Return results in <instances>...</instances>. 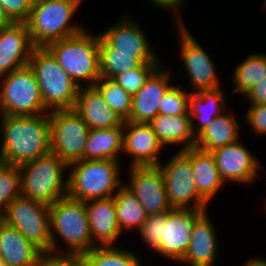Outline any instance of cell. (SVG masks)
Masks as SVG:
<instances>
[{
    "label": "cell",
    "instance_id": "cell-1",
    "mask_svg": "<svg viewBox=\"0 0 266 266\" xmlns=\"http://www.w3.org/2000/svg\"><path fill=\"white\" fill-rule=\"evenodd\" d=\"M0 162L20 166L51 152L49 113L0 115Z\"/></svg>",
    "mask_w": 266,
    "mask_h": 266
},
{
    "label": "cell",
    "instance_id": "cell-2",
    "mask_svg": "<svg viewBox=\"0 0 266 266\" xmlns=\"http://www.w3.org/2000/svg\"><path fill=\"white\" fill-rule=\"evenodd\" d=\"M51 255L80 256L96 245L91 241L85 203L64 196L49 205ZM62 240L66 246H61ZM62 247L64 249H62Z\"/></svg>",
    "mask_w": 266,
    "mask_h": 266
},
{
    "label": "cell",
    "instance_id": "cell-3",
    "mask_svg": "<svg viewBox=\"0 0 266 266\" xmlns=\"http://www.w3.org/2000/svg\"><path fill=\"white\" fill-rule=\"evenodd\" d=\"M46 48L79 86H94L100 77V36L87 28Z\"/></svg>",
    "mask_w": 266,
    "mask_h": 266
},
{
    "label": "cell",
    "instance_id": "cell-4",
    "mask_svg": "<svg viewBox=\"0 0 266 266\" xmlns=\"http://www.w3.org/2000/svg\"><path fill=\"white\" fill-rule=\"evenodd\" d=\"M83 0H33L25 22L35 47L48 44L81 32L85 27L72 19ZM72 21V22H71Z\"/></svg>",
    "mask_w": 266,
    "mask_h": 266
},
{
    "label": "cell",
    "instance_id": "cell-5",
    "mask_svg": "<svg viewBox=\"0 0 266 266\" xmlns=\"http://www.w3.org/2000/svg\"><path fill=\"white\" fill-rule=\"evenodd\" d=\"M120 162L79 160L69 164L67 195L83 202L113 197L124 182Z\"/></svg>",
    "mask_w": 266,
    "mask_h": 266
},
{
    "label": "cell",
    "instance_id": "cell-6",
    "mask_svg": "<svg viewBox=\"0 0 266 266\" xmlns=\"http://www.w3.org/2000/svg\"><path fill=\"white\" fill-rule=\"evenodd\" d=\"M21 195L47 205L67 196L69 165L49 152L19 166Z\"/></svg>",
    "mask_w": 266,
    "mask_h": 266
},
{
    "label": "cell",
    "instance_id": "cell-7",
    "mask_svg": "<svg viewBox=\"0 0 266 266\" xmlns=\"http://www.w3.org/2000/svg\"><path fill=\"white\" fill-rule=\"evenodd\" d=\"M28 65L34 71L45 108L73 109L80 87L46 47H35Z\"/></svg>",
    "mask_w": 266,
    "mask_h": 266
},
{
    "label": "cell",
    "instance_id": "cell-8",
    "mask_svg": "<svg viewBox=\"0 0 266 266\" xmlns=\"http://www.w3.org/2000/svg\"><path fill=\"white\" fill-rule=\"evenodd\" d=\"M0 115H43L45 108L29 65L0 77Z\"/></svg>",
    "mask_w": 266,
    "mask_h": 266
},
{
    "label": "cell",
    "instance_id": "cell-9",
    "mask_svg": "<svg viewBox=\"0 0 266 266\" xmlns=\"http://www.w3.org/2000/svg\"><path fill=\"white\" fill-rule=\"evenodd\" d=\"M45 255H51L49 205L20 195L0 216Z\"/></svg>",
    "mask_w": 266,
    "mask_h": 266
},
{
    "label": "cell",
    "instance_id": "cell-10",
    "mask_svg": "<svg viewBox=\"0 0 266 266\" xmlns=\"http://www.w3.org/2000/svg\"><path fill=\"white\" fill-rule=\"evenodd\" d=\"M51 152L68 165L84 160L89 127L74 109L49 112Z\"/></svg>",
    "mask_w": 266,
    "mask_h": 266
},
{
    "label": "cell",
    "instance_id": "cell-11",
    "mask_svg": "<svg viewBox=\"0 0 266 266\" xmlns=\"http://www.w3.org/2000/svg\"><path fill=\"white\" fill-rule=\"evenodd\" d=\"M159 167L172 208L207 210L209 203L197 191L191 161L181 151L164 164L161 161Z\"/></svg>",
    "mask_w": 266,
    "mask_h": 266
},
{
    "label": "cell",
    "instance_id": "cell-12",
    "mask_svg": "<svg viewBox=\"0 0 266 266\" xmlns=\"http://www.w3.org/2000/svg\"><path fill=\"white\" fill-rule=\"evenodd\" d=\"M124 13L114 25L99 33L100 53H134L143 63H164L160 62L143 27Z\"/></svg>",
    "mask_w": 266,
    "mask_h": 266
},
{
    "label": "cell",
    "instance_id": "cell-13",
    "mask_svg": "<svg viewBox=\"0 0 266 266\" xmlns=\"http://www.w3.org/2000/svg\"><path fill=\"white\" fill-rule=\"evenodd\" d=\"M176 25L177 33L179 32V56L183 60L181 63L184 65L185 73L189 77L188 86L192 89L189 92L197 93L199 90L221 87L216 64L206 52L207 50L197 42L196 37L185 26V22Z\"/></svg>",
    "mask_w": 266,
    "mask_h": 266
},
{
    "label": "cell",
    "instance_id": "cell-14",
    "mask_svg": "<svg viewBox=\"0 0 266 266\" xmlns=\"http://www.w3.org/2000/svg\"><path fill=\"white\" fill-rule=\"evenodd\" d=\"M129 179L123 185L137 198L147 216L162 214L172 207L159 166H129Z\"/></svg>",
    "mask_w": 266,
    "mask_h": 266
},
{
    "label": "cell",
    "instance_id": "cell-15",
    "mask_svg": "<svg viewBox=\"0 0 266 266\" xmlns=\"http://www.w3.org/2000/svg\"><path fill=\"white\" fill-rule=\"evenodd\" d=\"M202 211L201 209L178 208L167 211L161 243L154 252L167 260L179 263L187 253L193 224Z\"/></svg>",
    "mask_w": 266,
    "mask_h": 266
},
{
    "label": "cell",
    "instance_id": "cell-16",
    "mask_svg": "<svg viewBox=\"0 0 266 266\" xmlns=\"http://www.w3.org/2000/svg\"><path fill=\"white\" fill-rule=\"evenodd\" d=\"M241 142L238 140L211 152L225 184L231 182L248 186L259 177L262 167L259 159Z\"/></svg>",
    "mask_w": 266,
    "mask_h": 266
},
{
    "label": "cell",
    "instance_id": "cell-17",
    "mask_svg": "<svg viewBox=\"0 0 266 266\" xmlns=\"http://www.w3.org/2000/svg\"><path fill=\"white\" fill-rule=\"evenodd\" d=\"M165 148L148 123L123 122V152L131 166H159L161 151ZM130 155V156H129Z\"/></svg>",
    "mask_w": 266,
    "mask_h": 266
},
{
    "label": "cell",
    "instance_id": "cell-18",
    "mask_svg": "<svg viewBox=\"0 0 266 266\" xmlns=\"http://www.w3.org/2000/svg\"><path fill=\"white\" fill-rule=\"evenodd\" d=\"M34 48L26 23L0 27V77L27 66Z\"/></svg>",
    "mask_w": 266,
    "mask_h": 266
},
{
    "label": "cell",
    "instance_id": "cell-19",
    "mask_svg": "<svg viewBox=\"0 0 266 266\" xmlns=\"http://www.w3.org/2000/svg\"><path fill=\"white\" fill-rule=\"evenodd\" d=\"M170 67L161 64L146 80L145 84L132 95V109L129 121L133 123H149L159 114V105L167 89L171 86ZM171 74V75H170Z\"/></svg>",
    "mask_w": 266,
    "mask_h": 266
},
{
    "label": "cell",
    "instance_id": "cell-20",
    "mask_svg": "<svg viewBox=\"0 0 266 266\" xmlns=\"http://www.w3.org/2000/svg\"><path fill=\"white\" fill-rule=\"evenodd\" d=\"M208 209L202 211L193 224L190 244L179 262L189 266H215L218 258L219 239L216 228L209 218Z\"/></svg>",
    "mask_w": 266,
    "mask_h": 266
},
{
    "label": "cell",
    "instance_id": "cell-21",
    "mask_svg": "<svg viewBox=\"0 0 266 266\" xmlns=\"http://www.w3.org/2000/svg\"><path fill=\"white\" fill-rule=\"evenodd\" d=\"M91 234L96 246L116 245L122 235L116 219L114 197L85 201Z\"/></svg>",
    "mask_w": 266,
    "mask_h": 266
},
{
    "label": "cell",
    "instance_id": "cell-22",
    "mask_svg": "<svg viewBox=\"0 0 266 266\" xmlns=\"http://www.w3.org/2000/svg\"><path fill=\"white\" fill-rule=\"evenodd\" d=\"M2 260L6 266H42L45 254L16 228L0 219Z\"/></svg>",
    "mask_w": 266,
    "mask_h": 266
},
{
    "label": "cell",
    "instance_id": "cell-23",
    "mask_svg": "<svg viewBox=\"0 0 266 266\" xmlns=\"http://www.w3.org/2000/svg\"><path fill=\"white\" fill-rule=\"evenodd\" d=\"M73 109L90 129H108L123 124L95 86L80 87Z\"/></svg>",
    "mask_w": 266,
    "mask_h": 266
},
{
    "label": "cell",
    "instance_id": "cell-24",
    "mask_svg": "<svg viewBox=\"0 0 266 266\" xmlns=\"http://www.w3.org/2000/svg\"><path fill=\"white\" fill-rule=\"evenodd\" d=\"M181 152L191 161L198 193L210 203L225 185L213 154L196 147L188 148Z\"/></svg>",
    "mask_w": 266,
    "mask_h": 266
},
{
    "label": "cell",
    "instance_id": "cell-25",
    "mask_svg": "<svg viewBox=\"0 0 266 266\" xmlns=\"http://www.w3.org/2000/svg\"><path fill=\"white\" fill-rule=\"evenodd\" d=\"M148 124L164 148L179 146L178 151H182L196 145L190 114L176 116L157 114Z\"/></svg>",
    "mask_w": 266,
    "mask_h": 266
},
{
    "label": "cell",
    "instance_id": "cell-26",
    "mask_svg": "<svg viewBox=\"0 0 266 266\" xmlns=\"http://www.w3.org/2000/svg\"><path fill=\"white\" fill-rule=\"evenodd\" d=\"M224 94L221 87L191 93L189 113L195 136L203 131L216 117L229 109Z\"/></svg>",
    "mask_w": 266,
    "mask_h": 266
},
{
    "label": "cell",
    "instance_id": "cell-27",
    "mask_svg": "<svg viewBox=\"0 0 266 266\" xmlns=\"http://www.w3.org/2000/svg\"><path fill=\"white\" fill-rule=\"evenodd\" d=\"M228 110L216 117L203 131L196 136L195 147L205 152L224 147L240 140V123L234 113ZM233 114V115H232Z\"/></svg>",
    "mask_w": 266,
    "mask_h": 266
},
{
    "label": "cell",
    "instance_id": "cell-28",
    "mask_svg": "<svg viewBox=\"0 0 266 266\" xmlns=\"http://www.w3.org/2000/svg\"><path fill=\"white\" fill-rule=\"evenodd\" d=\"M123 152V124L108 129H89L84 160L121 161Z\"/></svg>",
    "mask_w": 266,
    "mask_h": 266
},
{
    "label": "cell",
    "instance_id": "cell-29",
    "mask_svg": "<svg viewBox=\"0 0 266 266\" xmlns=\"http://www.w3.org/2000/svg\"><path fill=\"white\" fill-rule=\"evenodd\" d=\"M113 197L121 233H132V230L137 232L146 222L147 214L135 195L122 185Z\"/></svg>",
    "mask_w": 266,
    "mask_h": 266
},
{
    "label": "cell",
    "instance_id": "cell-30",
    "mask_svg": "<svg viewBox=\"0 0 266 266\" xmlns=\"http://www.w3.org/2000/svg\"><path fill=\"white\" fill-rule=\"evenodd\" d=\"M232 74V94L244 95L254 85L259 83L266 76V53L256 54L255 52L246 55L242 62L237 63Z\"/></svg>",
    "mask_w": 266,
    "mask_h": 266
},
{
    "label": "cell",
    "instance_id": "cell-31",
    "mask_svg": "<svg viewBox=\"0 0 266 266\" xmlns=\"http://www.w3.org/2000/svg\"><path fill=\"white\" fill-rule=\"evenodd\" d=\"M80 257L87 266H144L139 254L116 245L96 246Z\"/></svg>",
    "mask_w": 266,
    "mask_h": 266
},
{
    "label": "cell",
    "instance_id": "cell-32",
    "mask_svg": "<svg viewBox=\"0 0 266 266\" xmlns=\"http://www.w3.org/2000/svg\"><path fill=\"white\" fill-rule=\"evenodd\" d=\"M94 86L99 90L110 109L113 110L123 122L129 121L132 109V95L126 92L112 79L101 77Z\"/></svg>",
    "mask_w": 266,
    "mask_h": 266
},
{
    "label": "cell",
    "instance_id": "cell-33",
    "mask_svg": "<svg viewBox=\"0 0 266 266\" xmlns=\"http://www.w3.org/2000/svg\"><path fill=\"white\" fill-rule=\"evenodd\" d=\"M134 53H100V77L113 79L116 75L144 65Z\"/></svg>",
    "mask_w": 266,
    "mask_h": 266
},
{
    "label": "cell",
    "instance_id": "cell-34",
    "mask_svg": "<svg viewBox=\"0 0 266 266\" xmlns=\"http://www.w3.org/2000/svg\"><path fill=\"white\" fill-rule=\"evenodd\" d=\"M21 195V176L19 166L0 162V216L7 206Z\"/></svg>",
    "mask_w": 266,
    "mask_h": 266
},
{
    "label": "cell",
    "instance_id": "cell-35",
    "mask_svg": "<svg viewBox=\"0 0 266 266\" xmlns=\"http://www.w3.org/2000/svg\"><path fill=\"white\" fill-rule=\"evenodd\" d=\"M191 93L177 82L171 85L159 105V114L176 116L189 113V97Z\"/></svg>",
    "mask_w": 266,
    "mask_h": 266
},
{
    "label": "cell",
    "instance_id": "cell-36",
    "mask_svg": "<svg viewBox=\"0 0 266 266\" xmlns=\"http://www.w3.org/2000/svg\"><path fill=\"white\" fill-rule=\"evenodd\" d=\"M162 63H145L140 68L116 75L112 80L120 85L126 92L134 95L143 87L146 80Z\"/></svg>",
    "mask_w": 266,
    "mask_h": 266
},
{
    "label": "cell",
    "instance_id": "cell-37",
    "mask_svg": "<svg viewBox=\"0 0 266 266\" xmlns=\"http://www.w3.org/2000/svg\"><path fill=\"white\" fill-rule=\"evenodd\" d=\"M166 223V212L147 216L144 225L136 232L146 244V248L154 251L161 243L163 225Z\"/></svg>",
    "mask_w": 266,
    "mask_h": 266
},
{
    "label": "cell",
    "instance_id": "cell-38",
    "mask_svg": "<svg viewBox=\"0 0 266 266\" xmlns=\"http://www.w3.org/2000/svg\"><path fill=\"white\" fill-rule=\"evenodd\" d=\"M33 0H0V6L10 22L25 23L31 12Z\"/></svg>",
    "mask_w": 266,
    "mask_h": 266
},
{
    "label": "cell",
    "instance_id": "cell-39",
    "mask_svg": "<svg viewBox=\"0 0 266 266\" xmlns=\"http://www.w3.org/2000/svg\"><path fill=\"white\" fill-rule=\"evenodd\" d=\"M245 120L254 135L266 136V104L249 105Z\"/></svg>",
    "mask_w": 266,
    "mask_h": 266
},
{
    "label": "cell",
    "instance_id": "cell-40",
    "mask_svg": "<svg viewBox=\"0 0 266 266\" xmlns=\"http://www.w3.org/2000/svg\"><path fill=\"white\" fill-rule=\"evenodd\" d=\"M146 1H150V4H152L154 7H158L161 10H165L166 11H170L171 13H174V15L172 14V16L174 17V21L175 24H183L184 21L183 18H181V13L179 11L180 8L185 7L186 3L185 0H146ZM185 3V4H184Z\"/></svg>",
    "mask_w": 266,
    "mask_h": 266
},
{
    "label": "cell",
    "instance_id": "cell-41",
    "mask_svg": "<svg viewBox=\"0 0 266 266\" xmlns=\"http://www.w3.org/2000/svg\"><path fill=\"white\" fill-rule=\"evenodd\" d=\"M42 266H87L80 256L46 255Z\"/></svg>",
    "mask_w": 266,
    "mask_h": 266
},
{
    "label": "cell",
    "instance_id": "cell-42",
    "mask_svg": "<svg viewBox=\"0 0 266 266\" xmlns=\"http://www.w3.org/2000/svg\"><path fill=\"white\" fill-rule=\"evenodd\" d=\"M249 105L266 104V76L243 95Z\"/></svg>",
    "mask_w": 266,
    "mask_h": 266
},
{
    "label": "cell",
    "instance_id": "cell-43",
    "mask_svg": "<svg viewBox=\"0 0 266 266\" xmlns=\"http://www.w3.org/2000/svg\"><path fill=\"white\" fill-rule=\"evenodd\" d=\"M244 264L242 266H266V259L261 258V257H253V258H248L245 260Z\"/></svg>",
    "mask_w": 266,
    "mask_h": 266
},
{
    "label": "cell",
    "instance_id": "cell-44",
    "mask_svg": "<svg viewBox=\"0 0 266 266\" xmlns=\"http://www.w3.org/2000/svg\"><path fill=\"white\" fill-rule=\"evenodd\" d=\"M10 21L7 19V17L5 16L2 7L0 6V27L5 26L7 24H9Z\"/></svg>",
    "mask_w": 266,
    "mask_h": 266
},
{
    "label": "cell",
    "instance_id": "cell-45",
    "mask_svg": "<svg viewBox=\"0 0 266 266\" xmlns=\"http://www.w3.org/2000/svg\"><path fill=\"white\" fill-rule=\"evenodd\" d=\"M0 266H6V264L4 263V261L2 260V258H0Z\"/></svg>",
    "mask_w": 266,
    "mask_h": 266
},
{
    "label": "cell",
    "instance_id": "cell-46",
    "mask_svg": "<svg viewBox=\"0 0 266 266\" xmlns=\"http://www.w3.org/2000/svg\"><path fill=\"white\" fill-rule=\"evenodd\" d=\"M0 258H2V251H1V237H0Z\"/></svg>",
    "mask_w": 266,
    "mask_h": 266
},
{
    "label": "cell",
    "instance_id": "cell-47",
    "mask_svg": "<svg viewBox=\"0 0 266 266\" xmlns=\"http://www.w3.org/2000/svg\"><path fill=\"white\" fill-rule=\"evenodd\" d=\"M264 4H265V5H263V6H264L263 9H266V0H264Z\"/></svg>",
    "mask_w": 266,
    "mask_h": 266
}]
</instances>
